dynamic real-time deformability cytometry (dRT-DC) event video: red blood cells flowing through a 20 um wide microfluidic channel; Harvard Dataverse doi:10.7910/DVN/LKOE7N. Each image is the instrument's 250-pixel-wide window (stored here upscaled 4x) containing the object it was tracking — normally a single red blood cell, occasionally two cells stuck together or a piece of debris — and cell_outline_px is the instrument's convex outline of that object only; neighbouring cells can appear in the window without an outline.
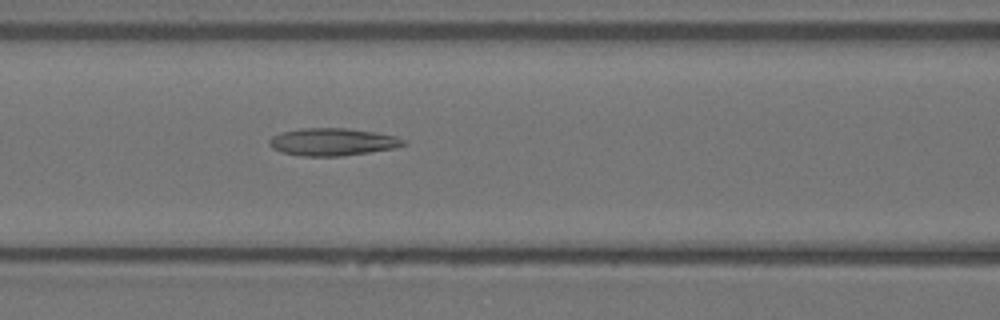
{"species": "Egyptian fruit bat (a non-hibernating species)", "species_latin": "Rousettus aegyptiacus", "temperature_condition": "warm", "stored_images_in_passage": 57, "camera_frame_rate_fps": 3000, "um_per_image_px": 0.085, "animal": {"sex": "female"}, "frame": {"image": 1, "passage_image": 23, "time_ms": 7.333, "image_size_px": [1000, 320], "cell_outline_px": [[408, 144], [392, 148], [368, 152], [340, 156], [300, 156], [280, 152], [272, 148], [268, 144], [268, 140], [272, 136], [280, 132], [300, 128], [344, 128], [372, 132], [396, 136], [404, 140]], "centroid_in_image_um": [28.19, 12.06], "position_along_channel_um": 138.4, "area_um2": 21.44}}
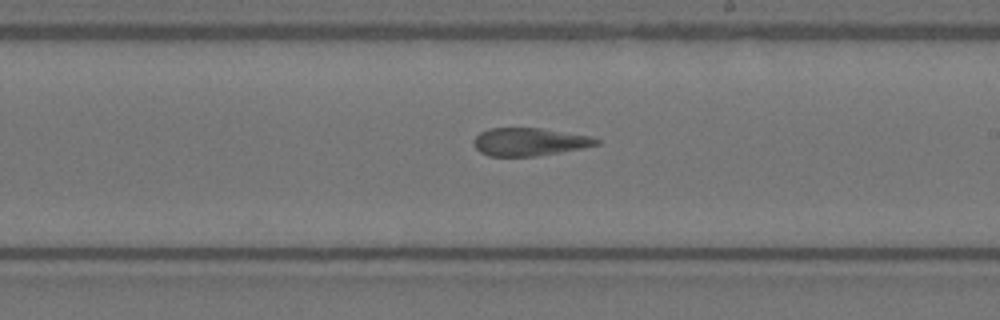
{"frame": {"image": 2, "passage_image": 32, "time_ms": 10.333, "image_size_px": [1000, 320], "cell_outline_px": [[600, 144], [560, 152], [536, 156], [488, 156], [480, 152], [472, 144], [472, 140], [480, 132], [488, 128], [540, 128], [592, 136], [600, 140]], "centroid_in_image_um": [44.97, 12.05], "position_along_channel_um": 244.0, "area_um2": 20.0}}
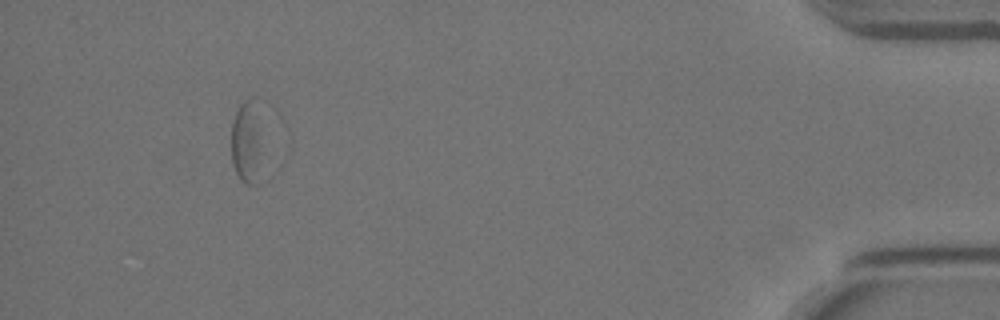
{"frame": {"image": 3, "passage_image": 52, "time_ms": 17.0, "image_size_px": [1000, 320], "cell_outline_px": [[276, 172], [268, 180], [260, 184], [244, 184], [240, 180], [232, 164], [232, 124], [236, 112], [240, 104], [244, 100], [252, 96], [256, 96], [260, 100]], "centroid_in_image_um": [21.38, 12.24], "position_along_channel_um": 413.8, "area_um2": 20.69}, "authors_computed_cell_mechanics": {"area_um2": 21.0392, "velocity_mm_per_s": 3.5412, "shape_relaxation_time_tau1_ms": null, "shape_relaxation_time_tau2_ms": 1.9018, "deformation_change_tau1": null, "deformation_change_tau2": 0.0959}}